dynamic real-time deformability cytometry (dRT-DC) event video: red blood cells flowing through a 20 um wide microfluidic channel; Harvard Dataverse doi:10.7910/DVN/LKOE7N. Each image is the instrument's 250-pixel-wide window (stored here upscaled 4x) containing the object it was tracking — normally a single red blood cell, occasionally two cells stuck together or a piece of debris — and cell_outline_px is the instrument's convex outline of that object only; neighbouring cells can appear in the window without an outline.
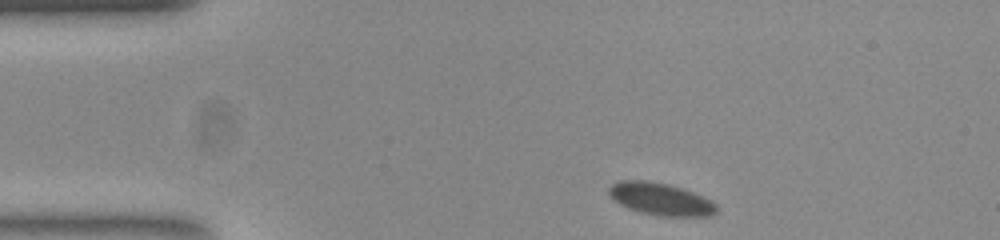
{"species": "common noctule bat (a hibernating species)", "species_latin": "Nyctalus noctula", "temperature_condition": "room temperature", "stored_images_in_passage": 48, "camera_frame_rate_fps": 3000, "um_per_image_px": 0.085, "animal": {"sex": "female", "body_mass_g": 23.0, "forearm_length_mm": 53.4}, "frame": {"image": 1, "passage_image": 1, "time_ms": 0.0, "image_size_px": [1000, 240], "cell_outline_px": [[716, 212], [708, 216], [668, 216], [644, 212], [632, 208], [616, 200], [608, 192], [608, 188], [612, 184], [628, 180], [644, 180], [664, 184], [680, 188], [692, 192], [716, 204]], "centroid_in_image_um": [56.18, 16.91], "position_along_channel_um": 28.8, "area_um2": 19.19}}
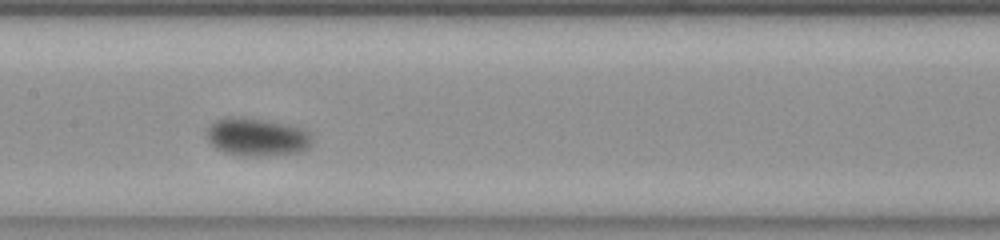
{"frame": {"image": 2, "passage_image": 19, "time_ms": 6.0, "image_size_px": [1000, 240], "cell_outline_px": [[308, 144], [304, 148], [296, 152], [256, 156], [240, 156], [224, 152], [212, 140], [208, 132], [208, 128], [216, 120], [260, 120], [280, 124], [296, 128], [304, 132], [308, 136]], "centroid_in_image_um": [21.8, 11.7], "position_along_channel_um": 185.6, "area_um2": 20.92}}
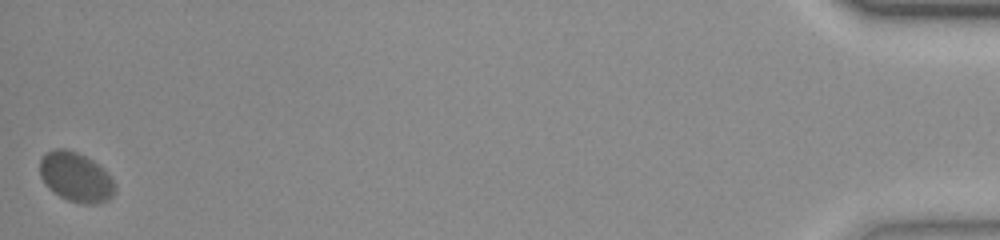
{"frame": {"image": 3, "passage_image": 48, "time_ms": 15.667, "image_size_px": [1000, 240], "cell_outline_px": [[116, 188], [112, 196], [108, 200], [96, 204], [84, 204], [68, 200], [60, 196], [40, 176], [40, 160], [44, 152], [56, 148], [64, 148], [76, 152], [92, 160], [116, 184]], "centroid_in_image_um": [6.44, 15.04], "position_along_channel_um": 428.8, "area_um2": 21.21}, "authors_computed_cell_mechanics": {"area_um2": 20.6057, "velocity_mm_per_s": 3.55, "shape_relaxation_time_tau1_ms": 2.0015, "shape_relaxation_time_tau2_ms": null, "deformation_change_tau1": 0.0713, "deformation_change_tau2": null}}